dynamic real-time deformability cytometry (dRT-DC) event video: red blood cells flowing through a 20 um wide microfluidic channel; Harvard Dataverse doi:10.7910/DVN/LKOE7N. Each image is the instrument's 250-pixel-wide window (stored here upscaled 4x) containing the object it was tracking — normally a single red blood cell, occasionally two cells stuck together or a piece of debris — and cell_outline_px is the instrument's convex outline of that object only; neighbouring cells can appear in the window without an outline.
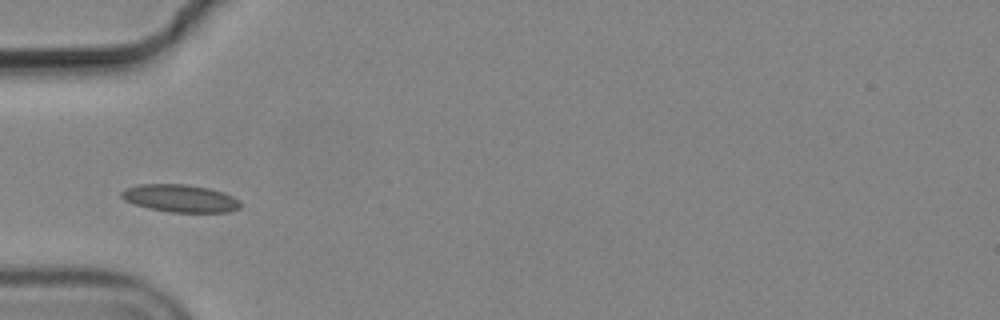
{"species": "common noctule bat (a hibernating species)", "species_latin": "Nyctalus noctula", "temperature_condition": "cold", "stored_images_in_passage": 6, "camera_frame_rate_fps": 3000, "um_per_image_px": 0.085, "animal": {"sex": "male", "body_mass_g": 19.2, "forearm_length_mm": 51.8}, "frame": {"image": 1, "passage_image": 1, "time_ms": 0.0, "image_size_px": [1000, 320], "cell_outline_px": [[240, 208], [228, 212], [172, 212], [148, 208], [124, 200], [120, 196], [120, 192], [124, 188], [136, 184], [188, 184], [208, 188], [224, 192], [240, 200]], "centroid_in_image_um": [15.3, 16.84], "position_along_channel_um": 69.7, "area_um2": 19.25}}
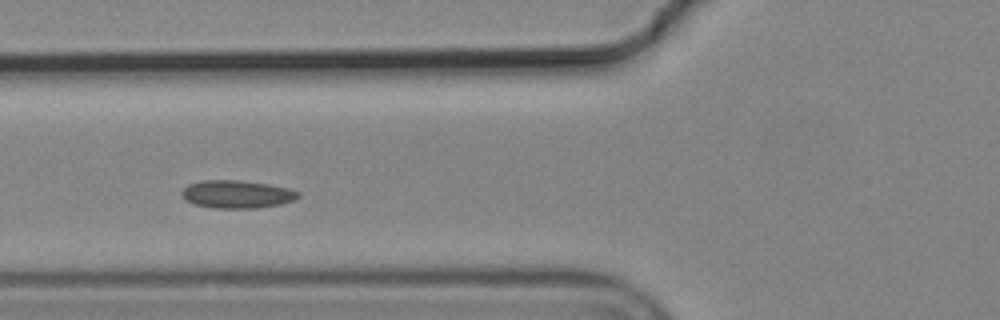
{"frame": {"image": 2, "passage_image": 4, "time_ms": 1.0, "image_size_px": [1000, 320], "cell_outline_px": [[300, 196], [296, 200], [280, 204], [256, 208], [212, 208], [192, 204], [184, 200], [180, 192], [188, 184], [200, 180], [240, 180], [268, 184], [288, 188], [300, 192]], "centroid_in_image_um": [20.11, 16.51], "position_along_channel_um": 105.7, "area_um2": 19.19}}